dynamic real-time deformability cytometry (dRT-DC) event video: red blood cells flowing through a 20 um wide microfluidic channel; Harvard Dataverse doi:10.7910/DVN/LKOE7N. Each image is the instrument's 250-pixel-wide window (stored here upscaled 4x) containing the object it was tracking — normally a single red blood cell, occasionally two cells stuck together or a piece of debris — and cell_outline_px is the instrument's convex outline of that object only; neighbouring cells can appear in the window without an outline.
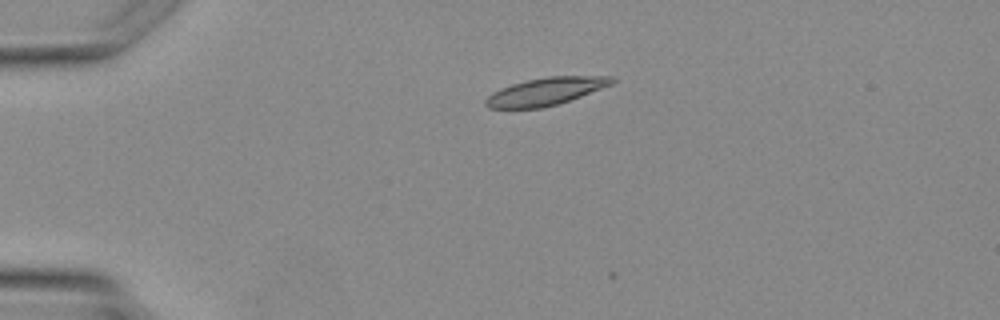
{"species": "Egyptian fruit bat (a non-hibernating species)", "species_latin": "Rousettus aegyptiacus", "temperature_condition": "warm", "stored_images_in_passage": 2, "camera_frame_rate_fps": 3000, "um_per_image_px": 0.085, "animal": {"sex": "female"}, "frame": {"image": 1, "passage_image": 2, "time_ms": 1.333, "image_size_px": [1000, 320], "cell_outline_px": [[616, 80], [612, 84], [580, 96], [556, 104], [540, 108], [488, 108], [484, 104], [484, 100], [492, 92], [500, 88], [512, 84], [528, 80], [548, 76], [612, 76]], "centroid_in_image_um": [46.35, 7.77], "position_along_channel_um": 38.7, "area_um2": 20.06}}